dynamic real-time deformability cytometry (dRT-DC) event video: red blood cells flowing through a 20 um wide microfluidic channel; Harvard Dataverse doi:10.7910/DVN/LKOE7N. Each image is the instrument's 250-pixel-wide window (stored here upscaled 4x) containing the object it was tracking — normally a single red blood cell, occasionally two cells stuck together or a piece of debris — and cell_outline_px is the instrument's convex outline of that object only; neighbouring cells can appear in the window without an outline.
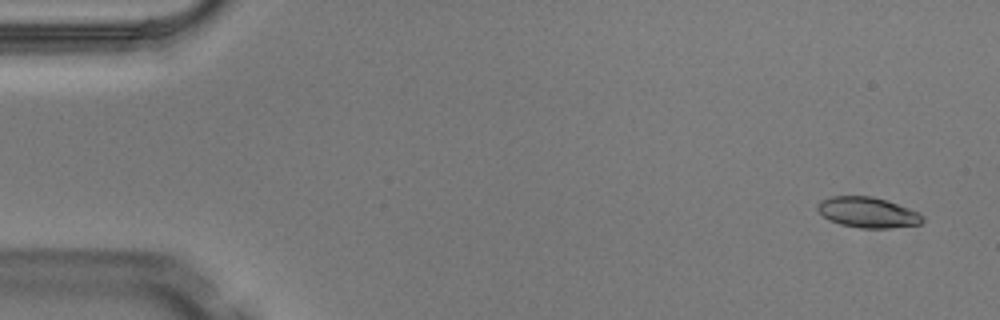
{"species": "Egyptian fruit bat (a non-hibernating species)", "species_latin": "Rousettus aegyptiacus", "temperature_condition": "warm", "stored_images_in_passage": 7, "camera_frame_rate_fps": 3000, "um_per_image_px": 0.085, "animal": {"sex": "male"}, "frame": {"image": 1, "passage_image": 1, "time_ms": 0.0, "image_size_px": [1000, 320], "cell_outline_px": [[924, 220], [920, 224], [888, 228], [860, 228], [840, 224], [828, 220], [816, 208], [820, 200], [832, 196], [872, 196], [888, 200], [920, 212], [924, 216]], "centroid_in_image_um": [73.78, 18.05], "position_along_channel_um": 11.2, "area_um2": 18.84}}
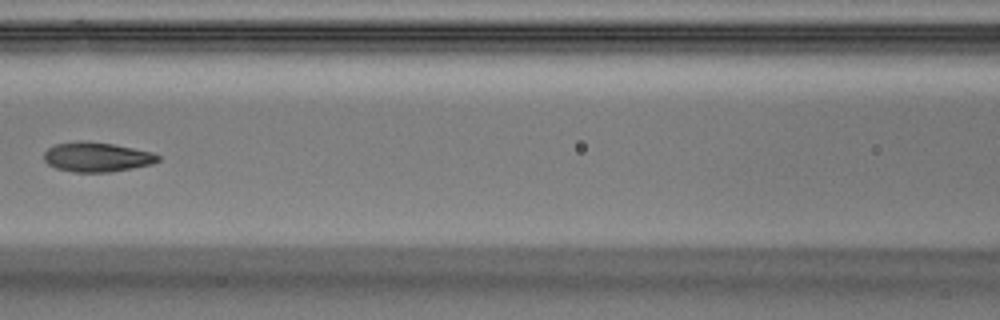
{"frame": {"image": 2, "passage_image": 6, "time_ms": 1.667, "image_size_px": [1000, 320], "cell_outline_px": [[160, 160], [152, 164], [112, 172], [72, 172], [56, 168], [48, 164], [44, 160], [44, 152], [48, 148], [56, 144], [80, 140], [112, 144], [152, 152], [160, 156]], "centroid_in_image_um": [8.22, 13.35], "position_along_channel_um": 158.4, "area_um2": 19.65}}
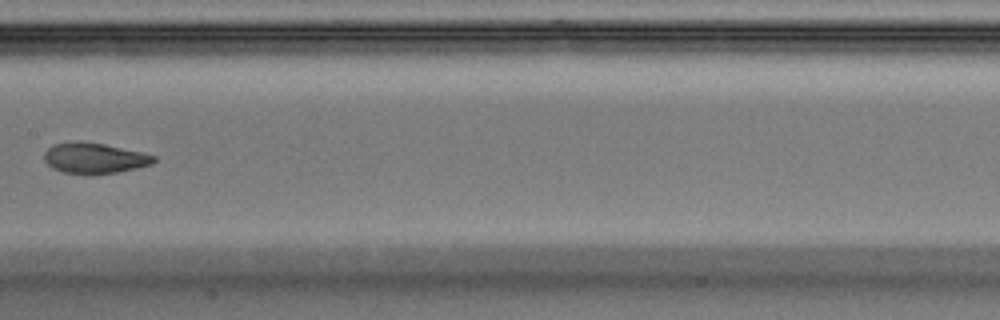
{"frame": {"image": 3, "passage_image": 7, "time_ms": 2.0, "image_size_px": [1000, 320], "cell_outline_px": [[156, 160], [152, 164], [136, 168], [116, 172], [64, 172], [52, 168], [44, 160], [44, 152], [52, 144], [76, 140], [80, 140], [104, 144], [140, 152], [156, 156]], "centroid_in_image_um": [7.99, 13.39], "position_along_channel_um": 199.4, "area_um2": 19.13}}